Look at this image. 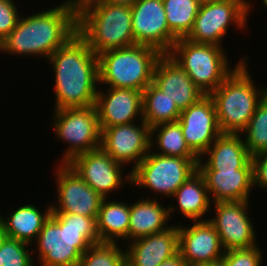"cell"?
Returning a JSON list of instances; mask_svg holds the SVG:
<instances>
[{
  "mask_svg": "<svg viewBox=\"0 0 267 266\" xmlns=\"http://www.w3.org/2000/svg\"><path fill=\"white\" fill-rule=\"evenodd\" d=\"M49 61L55 77L54 110L95 104L99 89L98 56L78 32L60 46Z\"/></svg>",
  "mask_w": 267,
  "mask_h": 266,
  "instance_id": "obj_1",
  "label": "cell"
},
{
  "mask_svg": "<svg viewBox=\"0 0 267 266\" xmlns=\"http://www.w3.org/2000/svg\"><path fill=\"white\" fill-rule=\"evenodd\" d=\"M76 33L77 18L59 4L29 16L21 15L16 27L1 41L0 51L48 59Z\"/></svg>",
  "mask_w": 267,
  "mask_h": 266,
  "instance_id": "obj_2",
  "label": "cell"
},
{
  "mask_svg": "<svg viewBox=\"0 0 267 266\" xmlns=\"http://www.w3.org/2000/svg\"><path fill=\"white\" fill-rule=\"evenodd\" d=\"M98 243L94 217L51 212L32 250L33 255L37 252L39 266H77L81 255Z\"/></svg>",
  "mask_w": 267,
  "mask_h": 266,
  "instance_id": "obj_3",
  "label": "cell"
},
{
  "mask_svg": "<svg viewBox=\"0 0 267 266\" xmlns=\"http://www.w3.org/2000/svg\"><path fill=\"white\" fill-rule=\"evenodd\" d=\"M248 64L242 61L223 83L209 94L214 102L221 133L241 134L259 102L267 94V86L258 88L256 82H253Z\"/></svg>",
  "mask_w": 267,
  "mask_h": 266,
  "instance_id": "obj_4",
  "label": "cell"
},
{
  "mask_svg": "<svg viewBox=\"0 0 267 266\" xmlns=\"http://www.w3.org/2000/svg\"><path fill=\"white\" fill-rule=\"evenodd\" d=\"M162 53L138 45L98 54L99 85L143 91L153 81L154 69Z\"/></svg>",
  "mask_w": 267,
  "mask_h": 266,
  "instance_id": "obj_5",
  "label": "cell"
},
{
  "mask_svg": "<svg viewBox=\"0 0 267 266\" xmlns=\"http://www.w3.org/2000/svg\"><path fill=\"white\" fill-rule=\"evenodd\" d=\"M77 32L95 54L135 45L131 6L103 0L77 19Z\"/></svg>",
  "mask_w": 267,
  "mask_h": 266,
  "instance_id": "obj_6",
  "label": "cell"
},
{
  "mask_svg": "<svg viewBox=\"0 0 267 266\" xmlns=\"http://www.w3.org/2000/svg\"><path fill=\"white\" fill-rule=\"evenodd\" d=\"M167 55L206 95L217 89L242 61L248 59L246 56L239 59L232 68L223 46L193 43L186 38H179Z\"/></svg>",
  "mask_w": 267,
  "mask_h": 266,
  "instance_id": "obj_7",
  "label": "cell"
},
{
  "mask_svg": "<svg viewBox=\"0 0 267 266\" xmlns=\"http://www.w3.org/2000/svg\"><path fill=\"white\" fill-rule=\"evenodd\" d=\"M252 4L248 0L202 1L190 33L185 37L198 44L223 46L229 26L238 30L247 26Z\"/></svg>",
  "mask_w": 267,
  "mask_h": 266,
  "instance_id": "obj_8",
  "label": "cell"
},
{
  "mask_svg": "<svg viewBox=\"0 0 267 266\" xmlns=\"http://www.w3.org/2000/svg\"><path fill=\"white\" fill-rule=\"evenodd\" d=\"M53 130L58 140L67 142L59 164H68L76 156L94 151L101 145V129L94 105L54 110Z\"/></svg>",
  "mask_w": 267,
  "mask_h": 266,
  "instance_id": "obj_9",
  "label": "cell"
},
{
  "mask_svg": "<svg viewBox=\"0 0 267 266\" xmlns=\"http://www.w3.org/2000/svg\"><path fill=\"white\" fill-rule=\"evenodd\" d=\"M152 151V152H151ZM199 158L162 156L150 150L131 171V185L150 189L171 198L176 190L197 171Z\"/></svg>",
  "mask_w": 267,
  "mask_h": 266,
  "instance_id": "obj_10",
  "label": "cell"
},
{
  "mask_svg": "<svg viewBox=\"0 0 267 266\" xmlns=\"http://www.w3.org/2000/svg\"><path fill=\"white\" fill-rule=\"evenodd\" d=\"M57 199L51 204L52 213L79 214L85 217L97 215L104 199L95 192L69 164L56 166Z\"/></svg>",
  "mask_w": 267,
  "mask_h": 266,
  "instance_id": "obj_11",
  "label": "cell"
},
{
  "mask_svg": "<svg viewBox=\"0 0 267 266\" xmlns=\"http://www.w3.org/2000/svg\"><path fill=\"white\" fill-rule=\"evenodd\" d=\"M151 128L144 120L101 129L100 148L121 164L134 162L131 171L151 150Z\"/></svg>",
  "mask_w": 267,
  "mask_h": 266,
  "instance_id": "obj_12",
  "label": "cell"
},
{
  "mask_svg": "<svg viewBox=\"0 0 267 266\" xmlns=\"http://www.w3.org/2000/svg\"><path fill=\"white\" fill-rule=\"evenodd\" d=\"M135 44L168 54L178 38L169 30L162 0H137L131 6Z\"/></svg>",
  "mask_w": 267,
  "mask_h": 266,
  "instance_id": "obj_13",
  "label": "cell"
},
{
  "mask_svg": "<svg viewBox=\"0 0 267 266\" xmlns=\"http://www.w3.org/2000/svg\"><path fill=\"white\" fill-rule=\"evenodd\" d=\"M250 201L212 203L215 214L208 221L219 234L224 250L256 246V230L248 215Z\"/></svg>",
  "mask_w": 267,
  "mask_h": 266,
  "instance_id": "obj_14",
  "label": "cell"
},
{
  "mask_svg": "<svg viewBox=\"0 0 267 266\" xmlns=\"http://www.w3.org/2000/svg\"><path fill=\"white\" fill-rule=\"evenodd\" d=\"M68 164L103 198H107L111 192L119 190L123 183L128 182L131 185V172L124 177L122 175V169H125L124 165L114 161L101 148L80 154Z\"/></svg>",
  "mask_w": 267,
  "mask_h": 266,
  "instance_id": "obj_15",
  "label": "cell"
},
{
  "mask_svg": "<svg viewBox=\"0 0 267 266\" xmlns=\"http://www.w3.org/2000/svg\"><path fill=\"white\" fill-rule=\"evenodd\" d=\"M177 121L181 125L187 146L198 158L221 134L214 102L209 95L182 110Z\"/></svg>",
  "mask_w": 267,
  "mask_h": 266,
  "instance_id": "obj_16",
  "label": "cell"
},
{
  "mask_svg": "<svg viewBox=\"0 0 267 266\" xmlns=\"http://www.w3.org/2000/svg\"><path fill=\"white\" fill-rule=\"evenodd\" d=\"M193 223L186 227L178 225V251L187 266L222 259L225 250L214 226L208 219Z\"/></svg>",
  "mask_w": 267,
  "mask_h": 266,
  "instance_id": "obj_17",
  "label": "cell"
},
{
  "mask_svg": "<svg viewBox=\"0 0 267 266\" xmlns=\"http://www.w3.org/2000/svg\"><path fill=\"white\" fill-rule=\"evenodd\" d=\"M106 92V93H104ZM100 129L143 120L142 91L109 87L98 90L94 104Z\"/></svg>",
  "mask_w": 267,
  "mask_h": 266,
  "instance_id": "obj_18",
  "label": "cell"
},
{
  "mask_svg": "<svg viewBox=\"0 0 267 266\" xmlns=\"http://www.w3.org/2000/svg\"><path fill=\"white\" fill-rule=\"evenodd\" d=\"M152 83L175 101L181 111L206 95L167 54H163L156 63Z\"/></svg>",
  "mask_w": 267,
  "mask_h": 266,
  "instance_id": "obj_19",
  "label": "cell"
},
{
  "mask_svg": "<svg viewBox=\"0 0 267 266\" xmlns=\"http://www.w3.org/2000/svg\"><path fill=\"white\" fill-rule=\"evenodd\" d=\"M126 266H158L178 251V225L127 243Z\"/></svg>",
  "mask_w": 267,
  "mask_h": 266,
  "instance_id": "obj_20",
  "label": "cell"
},
{
  "mask_svg": "<svg viewBox=\"0 0 267 266\" xmlns=\"http://www.w3.org/2000/svg\"><path fill=\"white\" fill-rule=\"evenodd\" d=\"M198 172L204 178L209 197L211 201L213 199L212 203L250 201V191L254 188L252 160L239 170H198Z\"/></svg>",
  "mask_w": 267,
  "mask_h": 266,
  "instance_id": "obj_21",
  "label": "cell"
},
{
  "mask_svg": "<svg viewBox=\"0 0 267 266\" xmlns=\"http://www.w3.org/2000/svg\"><path fill=\"white\" fill-rule=\"evenodd\" d=\"M241 136L221 133L199 158L197 170H239L245 167L252 160V156ZM203 156L208 160L205 161Z\"/></svg>",
  "mask_w": 267,
  "mask_h": 266,
  "instance_id": "obj_22",
  "label": "cell"
},
{
  "mask_svg": "<svg viewBox=\"0 0 267 266\" xmlns=\"http://www.w3.org/2000/svg\"><path fill=\"white\" fill-rule=\"evenodd\" d=\"M146 197L148 198H141L130 204L128 241L161 233L171 226L168 221L171 218V214H173L172 212L175 211V206L165 207L159 203L156 196L154 197L155 199H151L149 196Z\"/></svg>",
  "mask_w": 267,
  "mask_h": 266,
  "instance_id": "obj_23",
  "label": "cell"
},
{
  "mask_svg": "<svg viewBox=\"0 0 267 266\" xmlns=\"http://www.w3.org/2000/svg\"><path fill=\"white\" fill-rule=\"evenodd\" d=\"M18 207L12 210L9 216H4L6 219L3 217L5 235L33 245L43 224L51 215V204L43 211L44 213L32 203Z\"/></svg>",
  "mask_w": 267,
  "mask_h": 266,
  "instance_id": "obj_24",
  "label": "cell"
},
{
  "mask_svg": "<svg viewBox=\"0 0 267 266\" xmlns=\"http://www.w3.org/2000/svg\"><path fill=\"white\" fill-rule=\"evenodd\" d=\"M104 198L96 219L97 233L100 242L117 243L123 239L128 243V228L130 223V204Z\"/></svg>",
  "mask_w": 267,
  "mask_h": 266,
  "instance_id": "obj_25",
  "label": "cell"
},
{
  "mask_svg": "<svg viewBox=\"0 0 267 266\" xmlns=\"http://www.w3.org/2000/svg\"><path fill=\"white\" fill-rule=\"evenodd\" d=\"M181 215L193 221L205 220L203 217L211 210V199L203 176L198 170L191 175L174 193Z\"/></svg>",
  "mask_w": 267,
  "mask_h": 266,
  "instance_id": "obj_26",
  "label": "cell"
},
{
  "mask_svg": "<svg viewBox=\"0 0 267 266\" xmlns=\"http://www.w3.org/2000/svg\"><path fill=\"white\" fill-rule=\"evenodd\" d=\"M143 120L152 128L158 124L175 122L181 110L166 93L150 83L142 91Z\"/></svg>",
  "mask_w": 267,
  "mask_h": 266,
  "instance_id": "obj_27",
  "label": "cell"
},
{
  "mask_svg": "<svg viewBox=\"0 0 267 266\" xmlns=\"http://www.w3.org/2000/svg\"><path fill=\"white\" fill-rule=\"evenodd\" d=\"M150 144L151 149L154 147L158 149L154 153L162 156L198 158L187 146L178 121L153 126L151 128Z\"/></svg>",
  "mask_w": 267,
  "mask_h": 266,
  "instance_id": "obj_28",
  "label": "cell"
},
{
  "mask_svg": "<svg viewBox=\"0 0 267 266\" xmlns=\"http://www.w3.org/2000/svg\"><path fill=\"white\" fill-rule=\"evenodd\" d=\"M169 30L179 39L191 31L201 0H162Z\"/></svg>",
  "mask_w": 267,
  "mask_h": 266,
  "instance_id": "obj_29",
  "label": "cell"
},
{
  "mask_svg": "<svg viewBox=\"0 0 267 266\" xmlns=\"http://www.w3.org/2000/svg\"><path fill=\"white\" fill-rule=\"evenodd\" d=\"M241 135L246 137L243 136L244 144L251 156L267 152V94L259 102Z\"/></svg>",
  "mask_w": 267,
  "mask_h": 266,
  "instance_id": "obj_30",
  "label": "cell"
},
{
  "mask_svg": "<svg viewBox=\"0 0 267 266\" xmlns=\"http://www.w3.org/2000/svg\"><path fill=\"white\" fill-rule=\"evenodd\" d=\"M117 243L100 242L91 245L77 266H126V252ZM121 248V249H120Z\"/></svg>",
  "mask_w": 267,
  "mask_h": 266,
  "instance_id": "obj_31",
  "label": "cell"
},
{
  "mask_svg": "<svg viewBox=\"0 0 267 266\" xmlns=\"http://www.w3.org/2000/svg\"><path fill=\"white\" fill-rule=\"evenodd\" d=\"M30 244L5 237L0 244L2 266H35ZM29 250V251H28ZM32 256V257H31Z\"/></svg>",
  "mask_w": 267,
  "mask_h": 266,
  "instance_id": "obj_32",
  "label": "cell"
},
{
  "mask_svg": "<svg viewBox=\"0 0 267 266\" xmlns=\"http://www.w3.org/2000/svg\"><path fill=\"white\" fill-rule=\"evenodd\" d=\"M259 247L256 245L225 251L222 257L223 266H261L263 251Z\"/></svg>",
  "mask_w": 267,
  "mask_h": 266,
  "instance_id": "obj_33",
  "label": "cell"
},
{
  "mask_svg": "<svg viewBox=\"0 0 267 266\" xmlns=\"http://www.w3.org/2000/svg\"><path fill=\"white\" fill-rule=\"evenodd\" d=\"M19 8L13 0H0V43L16 27L20 18Z\"/></svg>",
  "mask_w": 267,
  "mask_h": 266,
  "instance_id": "obj_34",
  "label": "cell"
},
{
  "mask_svg": "<svg viewBox=\"0 0 267 266\" xmlns=\"http://www.w3.org/2000/svg\"><path fill=\"white\" fill-rule=\"evenodd\" d=\"M253 187L267 190V152L252 156Z\"/></svg>",
  "mask_w": 267,
  "mask_h": 266,
  "instance_id": "obj_35",
  "label": "cell"
},
{
  "mask_svg": "<svg viewBox=\"0 0 267 266\" xmlns=\"http://www.w3.org/2000/svg\"><path fill=\"white\" fill-rule=\"evenodd\" d=\"M102 0H66L61 3L67 11L72 13L77 19L88 9L98 5Z\"/></svg>",
  "mask_w": 267,
  "mask_h": 266,
  "instance_id": "obj_36",
  "label": "cell"
},
{
  "mask_svg": "<svg viewBox=\"0 0 267 266\" xmlns=\"http://www.w3.org/2000/svg\"><path fill=\"white\" fill-rule=\"evenodd\" d=\"M158 266H187V264L184 262L180 253L178 252L175 256L168 260H165Z\"/></svg>",
  "mask_w": 267,
  "mask_h": 266,
  "instance_id": "obj_37",
  "label": "cell"
},
{
  "mask_svg": "<svg viewBox=\"0 0 267 266\" xmlns=\"http://www.w3.org/2000/svg\"><path fill=\"white\" fill-rule=\"evenodd\" d=\"M103 1L116 5L132 6L135 4L137 0H103Z\"/></svg>",
  "mask_w": 267,
  "mask_h": 266,
  "instance_id": "obj_38",
  "label": "cell"
},
{
  "mask_svg": "<svg viewBox=\"0 0 267 266\" xmlns=\"http://www.w3.org/2000/svg\"><path fill=\"white\" fill-rule=\"evenodd\" d=\"M5 237H6V235H5L3 215H1V213H0V244Z\"/></svg>",
  "mask_w": 267,
  "mask_h": 266,
  "instance_id": "obj_39",
  "label": "cell"
},
{
  "mask_svg": "<svg viewBox=\"0 0 267 266\" xmlns=\"http://www.w3.org/2000/svg\"><path fill=\"white\" fill-rule=\"evenodd\" d=\"M195 266H223L222 259L215 261V262H209V263H202Z\"/></svg>",
  "mask_w": 267,
  "mask_h": 266,
  "instance_id": "obj_40",
  "label": "cell"
},
{
  "mask_svg": "<svg viewBox=\"0 0 267 266\" xmlns=\"http://www.w3.org/2000/svg\"><path fill=\"white\" fill-rule=\"evenodd\" d=\"M263 5H265V8L267 9V0H261Z\"/></svg>",
  "mask_w": 267,
  "mask_h": 266,
  "instance_id": "obj_41",
  "label": "cell"
},
{
  "mask_svg": "<svg viewBox=\"0 0 267 266\" xmlns=\"http://www.w3.org/2000/svg\"><path fill=\"white\" fill-rule=\"evenodd\" d=\"M0 266H2V265H1V251H0Z\"/></svg>",
  "mask_w": 267,
  "mask_h": 266,
  "instance_id": "obj_42",
  "label": "cell"
}]
</instances>
